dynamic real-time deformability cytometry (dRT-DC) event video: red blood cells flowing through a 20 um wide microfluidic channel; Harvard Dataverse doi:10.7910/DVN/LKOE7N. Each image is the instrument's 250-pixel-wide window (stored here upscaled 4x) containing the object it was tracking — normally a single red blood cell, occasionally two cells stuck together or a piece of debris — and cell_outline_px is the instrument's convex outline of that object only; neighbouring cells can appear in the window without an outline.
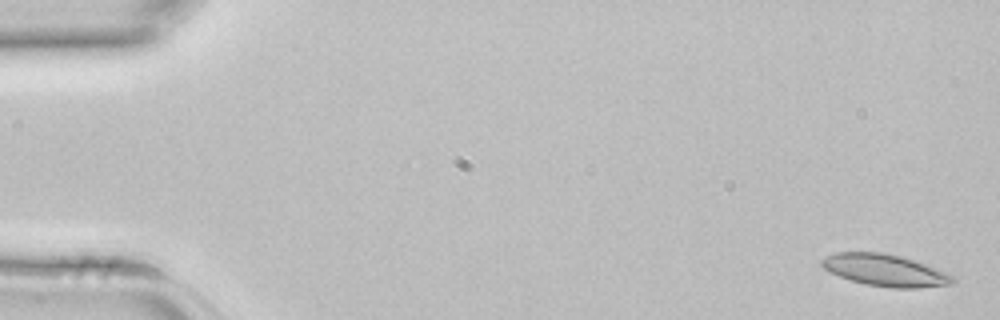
{"species": "common noctule bat (a hibernating species)", "species_latin": "Nyctalus noctula", "temperature_condition": "room temperature", "stored_images_in_passage": 3, "camera_frame_rate_fps": 3000, "um_per_image_px": 0.085, "animal": {"sex": "female", "body_mass_g": 22.7, "forearm_length_mm": 54.2}, "frame": {"image": 1, "passage_image": 1, "time_ms": 0.0, "image_size_px": [1000, 320], "cell_outline_px": [[956, 280], [952, 284], [920, 288], [892, 288], [864, 284], [848, 280], [824, 268], [820, 264], [820, 260], [824, 256], [836, 252], [884, 252], [916, 260], [944, 272], [952, 276]], "centroid_in_image_um": [75.2, 22.97], "position_along_channel_um": 9.8, "area_um2": 24.45}}